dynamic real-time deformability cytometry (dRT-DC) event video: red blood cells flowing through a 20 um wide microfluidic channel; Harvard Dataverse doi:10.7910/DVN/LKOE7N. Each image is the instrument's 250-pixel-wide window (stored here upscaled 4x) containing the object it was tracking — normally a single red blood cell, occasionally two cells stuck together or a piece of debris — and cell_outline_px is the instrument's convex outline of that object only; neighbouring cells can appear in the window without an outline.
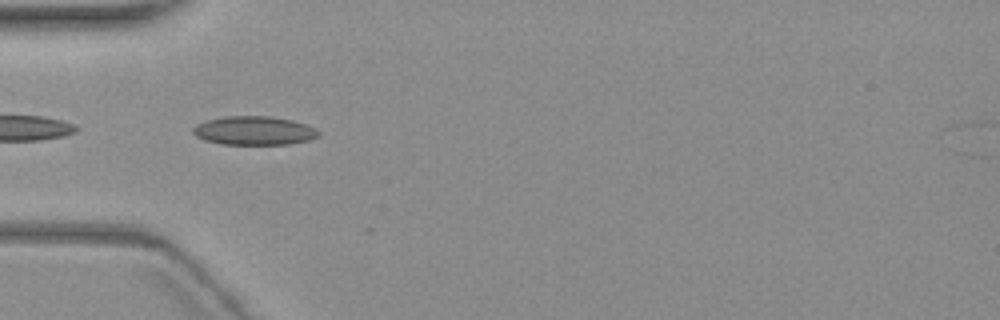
{"species": "common noctule bat (a hibernating species)", "species_latin": "Nyctalus noctula", "temperature_condition": "warm", "stored_images_in_passage": 7, "camera_frame_rate_fps": 3000, "um_per_image_px": 0.085, "animal": {"sex": "female", "body_mass_g": 19.3, "forearm_length_mm": 54.1}, "frame": {"image": 1, "passage_image": 6, "time_ms": 7.0, "image_size_px": [1000, 320], "cell_outline_px": [[320, 136], [308, 140], [288, 144], [220, 144], [204, 140], [196, 136], [192, 132], [192, 128], [196, 124], [208, 120], [224, 116], [272, 116], [292, 120], [304, 124], [320, 132]], "centroid_in_image_um": [21.56, 11.1], "position_along_channel_um": 63.4, "area_um2": 20.98}}